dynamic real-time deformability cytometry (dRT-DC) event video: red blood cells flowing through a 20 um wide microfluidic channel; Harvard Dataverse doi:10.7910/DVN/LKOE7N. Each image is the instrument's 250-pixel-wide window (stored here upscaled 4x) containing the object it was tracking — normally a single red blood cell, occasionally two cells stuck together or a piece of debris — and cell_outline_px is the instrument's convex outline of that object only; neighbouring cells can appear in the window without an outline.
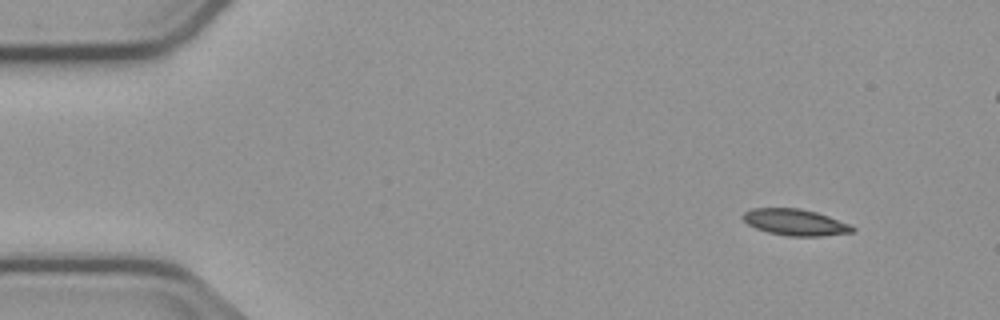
{"species": "common noctule bat (a hibernating species)", "species_latin": "Nyctalus noctula", "temperature_condition": "cold", "stored_images_in_passage": 5, "camera_frame_rate_fps": 3000, "um_per_image_px": 0.085, "animal": {"sex": "male", "body_mass_g": 23.1, "forearm_length_mm": 52.7}, "frame": {"image": 1, "passage_image": 1, "time_ms": 0.0, "image_size_px": [1000, 320], "cell_outline_px": [[856, 228], [852, 232], [820, 236], [788, 236], [768, 232], [756, 228], [748, 224], [744, 220], [744, 212], [752, 208], [800, 208], [816, 212], [828, 216], [848, 224]], "centroid_in_image_um": [67.58, 18.89], "position_along_channel_um": 17.4, "area_um2": 16.59}}